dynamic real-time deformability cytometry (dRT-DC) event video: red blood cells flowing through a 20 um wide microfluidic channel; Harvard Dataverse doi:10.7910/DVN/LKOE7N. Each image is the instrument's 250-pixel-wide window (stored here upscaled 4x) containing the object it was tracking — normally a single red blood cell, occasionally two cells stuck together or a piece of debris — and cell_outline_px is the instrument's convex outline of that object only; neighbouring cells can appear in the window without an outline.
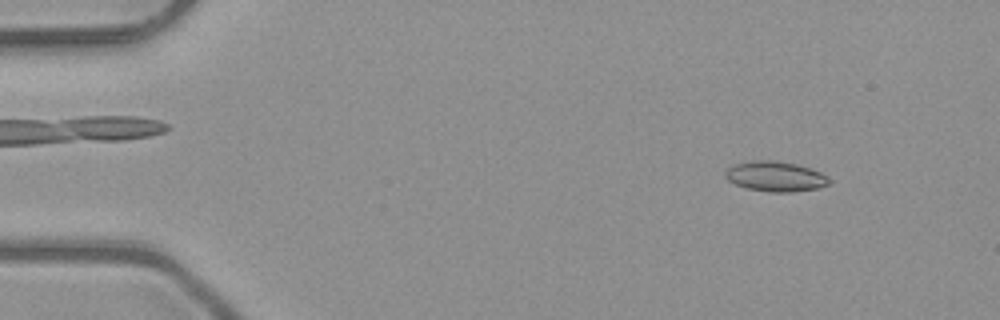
{"species": "common noctule bat (a hibernating species)", "species_latin": "Nyctalus noctula", "temperature_condition": "room temperature", "stored_images_in_passage": 3, "camera_frame_rate_fps": 3000, "um_per_image_px": 0.085, "animal": {"sex": "male", "body_mass_g": 23.1, "forearm_length_mm": 52.7}, "frame": {"image": 1, "passage_image": 1, "time_ms": 0.0, "image_size_px": [1000, 320], "cell_outline_px": [[832, 180], [828, 184], [816, 188], [792, 192], [768, 192], [748, 188], [736, 184], [728, 180], [724, 176], [724, 172], [732, 164], [752, 160], [772, 160], [796, 164], [812, 168], [828, 176]], "centroid_in_image_um": [65.9, 14.98], "position_along_channel_um": 19.1, "area_um2": 18.32}}